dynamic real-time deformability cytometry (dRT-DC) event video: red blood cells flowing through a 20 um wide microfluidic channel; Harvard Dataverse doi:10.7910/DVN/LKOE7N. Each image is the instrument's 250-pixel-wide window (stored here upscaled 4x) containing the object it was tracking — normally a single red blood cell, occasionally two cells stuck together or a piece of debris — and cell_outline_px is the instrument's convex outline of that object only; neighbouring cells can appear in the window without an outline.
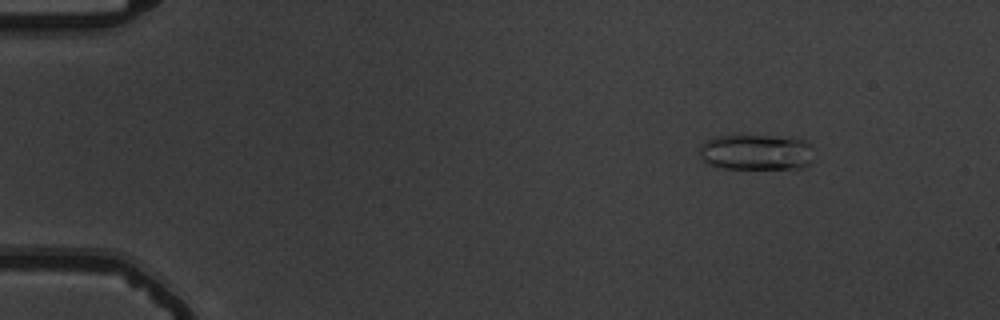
{"species": "common noctule bat (a hibernating species)", "species_latin": "Nyctalus noctula", "temperature_condition": "warm", "stored_images_in_passage": 52, "camera_frame_rate_fps": 3000, "um_per_image_px": 0.085, "animal": {"sex": "male", "body_mass_g": 19.5, "forearm_length_mm": 54.6}, "frame": {"image": 1, "passage_image": 4, "time_ms": 1.0, "image_size_px": [1000, 320], "cell_outline_px": [[812, 160], [804, 168], [724, 168], [708, 164], [700, 156], [700, 148], [708, 140], [716, 136], [740, 132], [804, 140], [812, 144]], "centroid_in_image_um": [64.28, 12.89], "position_along_channel_um": 20.7, "area_um2": 24.39}}
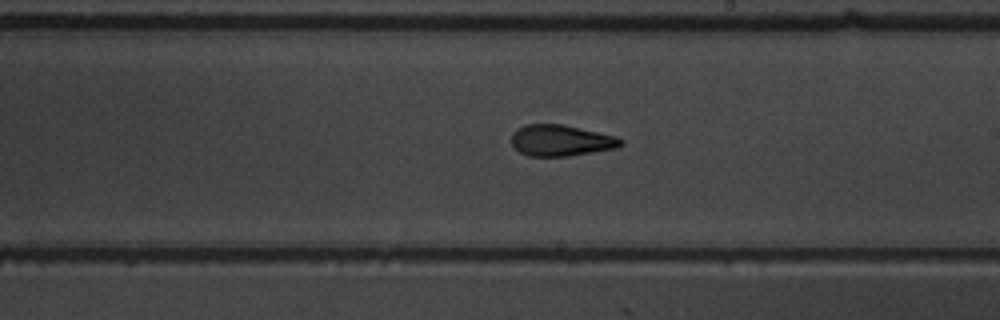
{"frame": {"image": 2, "passage_image": 30, "time_ms": 9.667, "image_size_px": [1000, 320], "cell_outline_px": [[624, 144], [616, 148], [568, 156], [528, 156], [520, 152], [512, 144], [512, 132], [516, 128], [524, 124], [560, 124], [616, 136], [624, 140]], "centroid_in_image_um": [47.67, 11.94], "position_along_channel_um": 241.3, "area_um2": 19.83}}
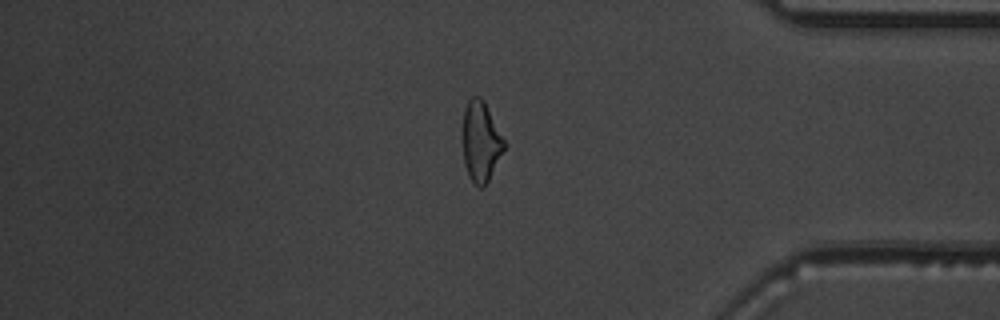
{"frame": {"image": 3, "passage_image": 44, "time_ms": 14.333, "image_size_px": [1000, 320], "cell_outline_px": [[508, 144], [484, 188], [480, 188], [468, 176], [464, 164], [464, 108], [468, 100], [472, 96], [480, 96], [484, 100]], "centroid_in_image_um": [40.92, 12.02], "position_along_channel_um": 394.3, "area_um2": 19.54}, "authors_computed_cell_mechanics": {"area_um2": 20.2878, "velocity_mm_per_s": 3.7278, "shape_relaxation_time_tau1_ms": 7.3091, "shape_relaxation_time_tau2_ms": 1.9813, "deformation_change_tau1": 0.2392, "deformation_change_tau2": 0.1047}}